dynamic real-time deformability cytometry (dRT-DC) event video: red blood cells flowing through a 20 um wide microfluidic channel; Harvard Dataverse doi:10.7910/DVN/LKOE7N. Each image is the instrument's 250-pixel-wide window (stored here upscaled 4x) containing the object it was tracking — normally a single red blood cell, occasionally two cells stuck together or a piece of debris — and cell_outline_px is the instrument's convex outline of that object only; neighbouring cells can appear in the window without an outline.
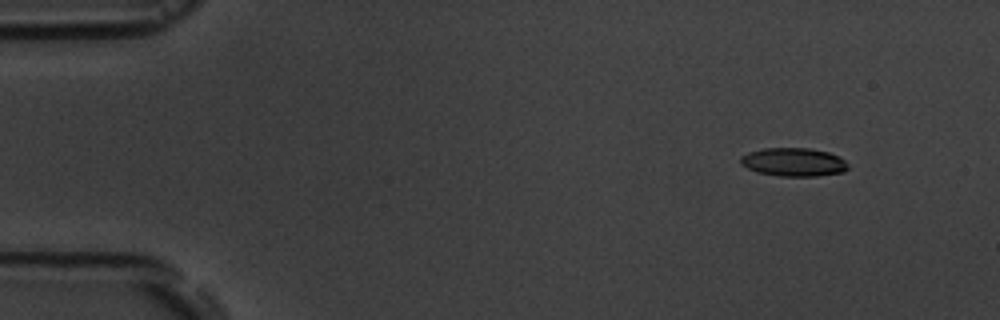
{"species": "common noctule bat (a hibernating species)", "species_latin": "Nyctalus noctula", "temperature_condition": "room temperature", "stored_images_in_passage": 4, "camera_frame_rate_fps": 3000, "um_per_image_px": 0.085, "animal": {"sex": "male", "body_mass_g": 19.5, "forearm_length_mm": 54.6}, "frame": {"image": 1, "passage_image": 1, "time_ms": 0.0, "image_size_px": [1000, 320], "cell_outline_px": [[848, 168], [844, 172], [816, 176], [780, 176], [756, 172], [740, 164], [740, 156], [748, 152], [764, 148], [808, 148], [828, 152], [840, 156], [848, 164]], "centroid_in_image_um": [67.45, 13.78], "position_along_channel_um": 17.6, "area_um2": 17.92}}
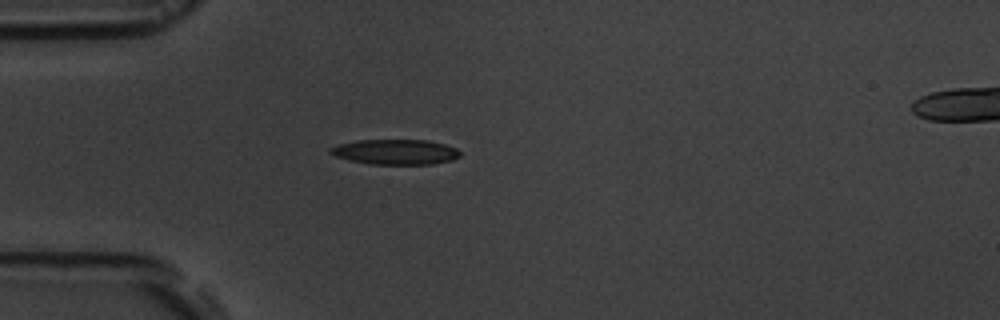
{"frame": {"image": 2, "passage_image": 4, "time_ms": 3.333, "image_size_px": [1000, 320], "cell_outline_px": [[460, 156], [452, 160], [432, 164], [372, 164], [352, 160], [336, 156], [328, 152], [328, 148], [340, 144], [356, 140], [428, 140], [444, 144], [456, 148], [460, 152]], "centroid_in_image_um": [33.62, 12.91], "position_along_channel_um": 51.4, "area_um2": 18.9}}